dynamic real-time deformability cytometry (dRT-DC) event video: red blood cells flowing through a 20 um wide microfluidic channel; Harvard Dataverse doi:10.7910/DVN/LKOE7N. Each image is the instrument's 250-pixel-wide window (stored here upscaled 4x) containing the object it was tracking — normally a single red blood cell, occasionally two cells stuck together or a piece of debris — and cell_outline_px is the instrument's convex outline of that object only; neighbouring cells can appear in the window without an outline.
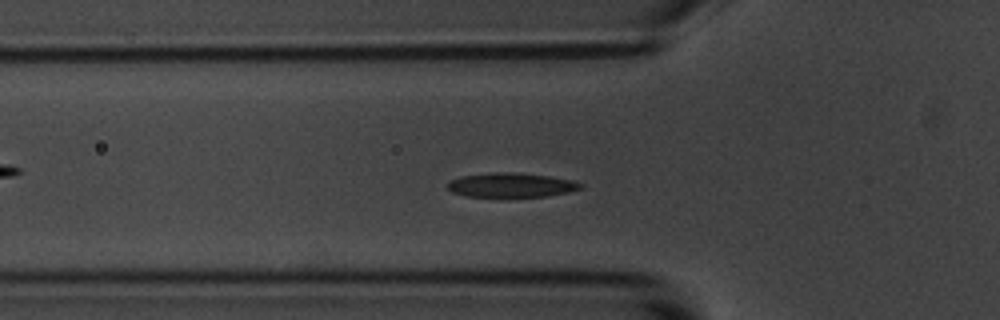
{"species": "common noctule bat (a hibernating species)", "species_latin": "Nyctalus noctula", "temperature_condition": "room temperature", "stored_images_in_passage": 57, "camera_frame_rate_fps": 3000, "um_per_image_px": 0.085, "animal": {"sex": "male", "body_mass_g": 20.1, "forearm_length_mm": 53.5}, "frame": {"image": 1, "passage_image": 18, "time_ms": 5.667, "image_size_px": [1000, 320], "cell_outline_px": [[584, 188], [568, 192], [548, 196], [464, 196], [452, 192], [444, 184], [448, 180], [460, 176], [492, 172], [508, 172], [548, 176], [572, 180], [584, 184]], "centroid_in_image_um": [43.41, 15.72], "position_along_channel_um": 82.4, "area_um2": 18.9}}
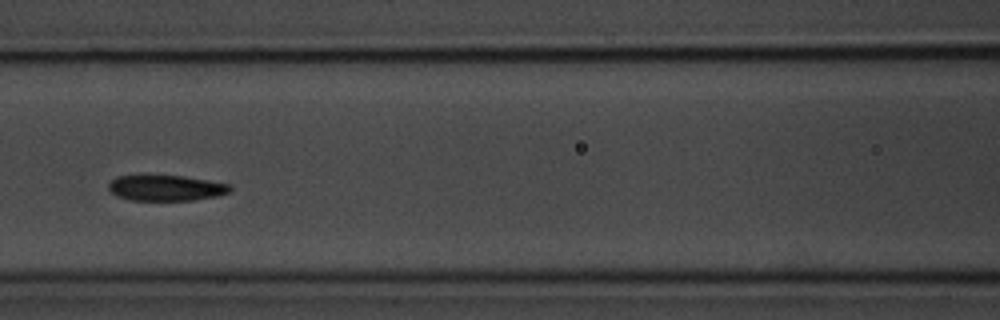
{"frame": {"image": 2, "passage_image": 24, "time_ms": 7.667, "image_size_px": [1000, 320], "cell_outline_px": [[232, 188], [228, 192], [216, 196], [196, 200], [128, 200], [116, 196], [108, 188], [108, 184], [116, 176], [184, 176], [232, 184]], "centroid_in_image_um": [14.12, 15.98], "position_along_channel_um": 152.5, "area_um2": 18.15}}
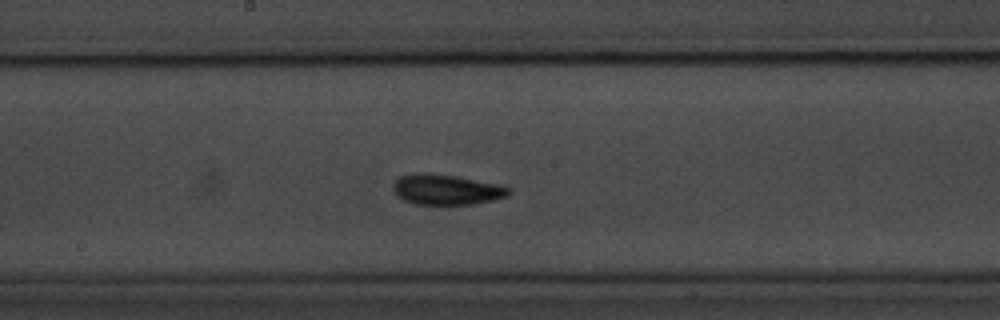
{"frame": {"image": 3, "passage_image": 29, "time_ms": 9.333, "image_size_px": [1000, 320], "cell_outline_px": [[512, 192], [508, 196], [476, 204], [416, 204], [404, 200], [396, 192], [396, 180], [400, 176], [420, 172], [428, 172], [456, 176], [504, 184]], "centroid_in_image_um": [38.05, 16.1], "position_along_channel_um": 210.2, "area_um2": 20.4}, "authors_computed_cell_mechanics": {"area_um2": 18.8428, "velocity_mm_per_s": 3.4639, "shape_relaxation_time_tau1_ms": 3.6329, "shape_relaxation_time_tau2_ms": 4.9048, "deformation_change_tau1": 0.1411, "deformation_change_tau2": 0.1093}}